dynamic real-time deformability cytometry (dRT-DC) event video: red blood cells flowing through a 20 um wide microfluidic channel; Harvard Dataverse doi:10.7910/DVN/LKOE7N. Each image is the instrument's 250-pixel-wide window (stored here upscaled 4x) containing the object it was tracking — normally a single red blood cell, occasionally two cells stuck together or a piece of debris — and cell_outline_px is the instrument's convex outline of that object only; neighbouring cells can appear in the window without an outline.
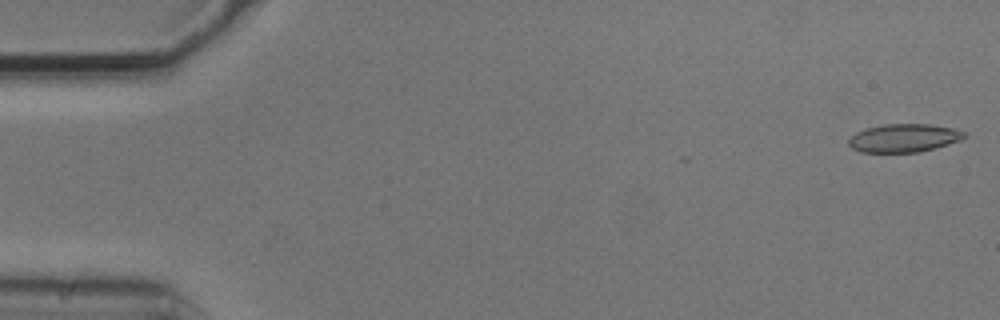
{"species": "common noctule bat (a hibernating species)", "species_latin": "Nyctalus noctula", "temperature_condition": "cold", "stored_images_in_passage": 3, "camera_frame_rate_fps": 3000, "um_per_image_px": 0.085, "animal": {"sex": "male", "body_mass_g": 20.5, "forearm_length_mm": 52.5}, "frame": {"image": 1, "passage_image": 1, "time_ms": 0.0, "image_size_px": [1000, 320], "cell_outline_px": [[964, 136], [960, 140], [948, 144], [920, 152], [860, 152], [852, 148], [848, 144], [848, 140], [856, 132], [864, 128], [884, 124], [928, 124], [952, 128], [964, 132]], "centroid_in_image_um": [76.78, 11.73], "position_along_channel_um": 8.2, "area_um2": 18.9}}
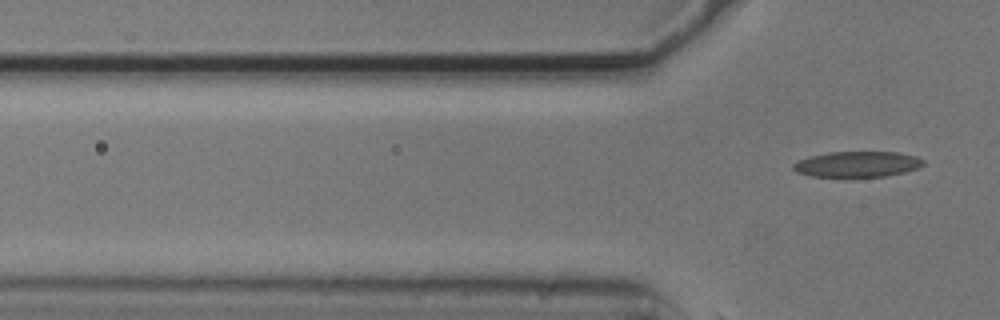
{"frame": {"image": 2, "passage_image": 3, "time_ms": 0.667, "image_size_px": [1000, 320], "cell_outline_px": [[924, 164], [916, 168], [904, 172], [884, 176], [812, 176], [796, 172], [792, 168], [792, 164], [796, 160], [808, 156], [828, 152], [900, 152], [916, 156], [924, 160]], "centroid_in_image_um": [72.83, 13.94], "position_along_channel_um": 53.0, "area_um2": 19.42}}